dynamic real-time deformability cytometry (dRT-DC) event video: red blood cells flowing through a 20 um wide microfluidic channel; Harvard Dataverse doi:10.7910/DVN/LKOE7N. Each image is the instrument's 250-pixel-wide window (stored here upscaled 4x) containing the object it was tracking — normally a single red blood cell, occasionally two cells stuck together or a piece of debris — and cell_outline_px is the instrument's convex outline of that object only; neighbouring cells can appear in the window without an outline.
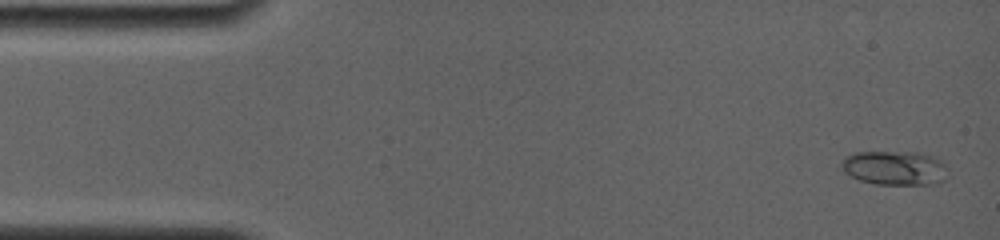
{"species": "common noctule bat (a hibernating species)", "species_latin": "Nyctalus noctula", "temperature_condition": "room temperature", "stored_images_in_passage": 8, "camera_frame_rate_fps": 4000, "um_per_image_px": 0.085, "animal": {"sex": "female", "body_mass_g": 19.0, "forearm_length_mm": 56.7}, "frame": {"image": 1, "passage_image": 1, "time_ms": 0.0, "image_size_px": [1000, 240], "cell_outline_px": [[948, 168], [944, 180], [936, 184], [876, 184], [860, 180], [844, 172], [840, 168], [840, 164], [844, 156], [852, 152], [920, 152], [936, 156]], "centroid_in_image_um": [76.04, 14.26], "position_along_channel_um": 9.0, "area_um2": 21.56}}
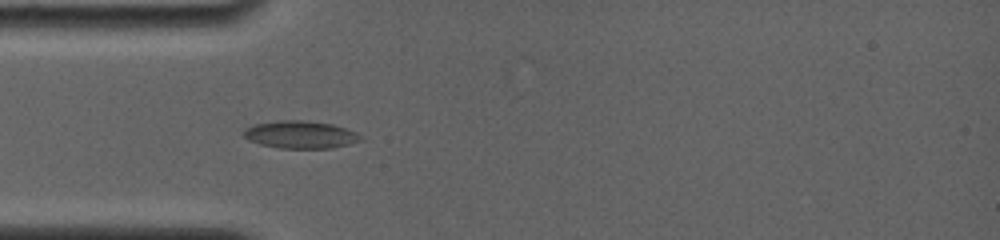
{"frame": {"image": 2, "passage_image": 8, "time_ms": 4.25, "image_size_px": [1000, 240], "cell_outline_px": [[364, 140], [332, 148], [280, 148], [260, 144], [248, 140], [244, 136], [244, 128], [256, 124], [280, 120], [300, 120], [332, 124], [356, 132]], "centroid_in_image_um": [25.53, 11.45], "position_along_channel_um": 59.5, "area_um2": 18.61}}